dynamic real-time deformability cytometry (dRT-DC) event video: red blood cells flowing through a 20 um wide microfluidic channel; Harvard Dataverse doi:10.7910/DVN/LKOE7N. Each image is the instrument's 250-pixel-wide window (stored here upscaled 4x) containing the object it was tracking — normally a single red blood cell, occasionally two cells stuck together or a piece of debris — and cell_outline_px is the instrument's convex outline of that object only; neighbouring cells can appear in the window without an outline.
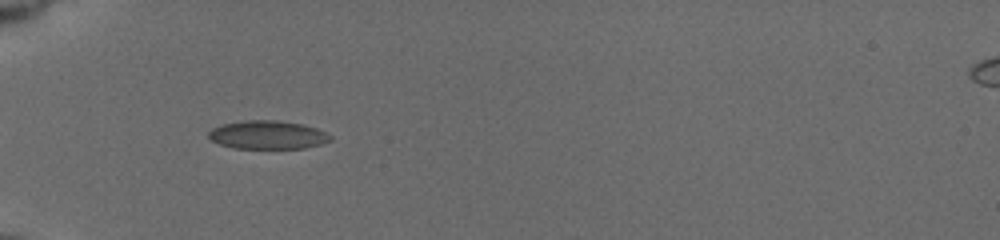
{"species": "common noctule bat (a hibernating species)", "species_latin": "Nyctalus noctula", "temperature_condition": "cold", "stored_images_in_passage": 40, "camera_frame_rate_fps": 3000, "um_per_image_px": 0.085, "animal": {"sex": "female", "body_mass_g": 19.5, "forearm_length_mm": 54.1}, "frame": {"image": 1, "passage_image": 5, "time_ms": 1.333, "image_size_px": [1000, 240], "cell_outline_px": [[332, 140], [320, 144], [304, 148], [232, 148], [220, 144], [212, 140], [208, 136], [208, 132], [212, 128], [220, 124], [248, 120], [276, 120], [300, 124], [316, 128], [332, 136]], "centroid_in_image_um": [22.72, 11.46], "position_along_channel_um": 62.3, "area_um2": 20.06}}
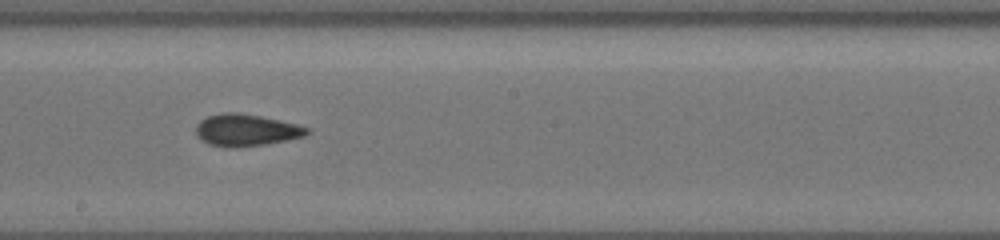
{"frame": {"image": 2, "passage_image": 19, "time_ms": 6.0, "image_size_px": [1000, 240], "cell_outline_px": [[308, 132], [304, 136], [288, 140], [264, 144], [236, 148], [224, 148], [208, 144], [196, 132], [196, 124], [200, 120], [208, 116], [224, 112], [236, 112], [260, 116], [296, 124], [308, 128]], "centroid_in_image_um": [20.89, 11.07], "position_along_channel_um": 227.3, "area_um2": 20.52}}
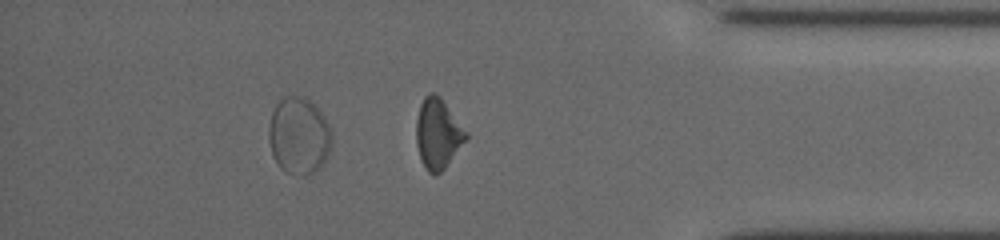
{"frame": {"image": 3, "passage_image": 34, "time_ms": 11.0, "image_size_px": [1000, 240], "cell_outline_px": [[332, 144], [324, 160], [312, 172], [284, 172], [280, 168], [272, 152], [268, 140], [268, 128], [272, 112], [276, 104], [284, 96], [304, 96], [324, 116], [332, 132]], "centroid_in_image_um": [25.38, 11.48], "position_along_channel_um": 409.8, "area_um2": 27.63}, "authors_computed_cell_mechanics": {"area_um2": 19.941, "velocity_mm_per_s": 3.7648, "shape_relaxation_time_tau1_ms": 8.38, "shape_relaxation_time_tau2_ms": 3.8384, "deformation_change_tau1": 0.1638, "deformation_change_tau2": 0.0798}}